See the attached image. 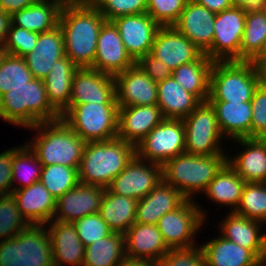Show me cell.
Segmentation results:
<instances>
[{
    "mask_svg": "<svg viewBox=\"0 0 266 266\" xmlns=\"http://www.w3.org/2000/svg\"><path fill=\"white\" fill-rule=\"evenodd\" d=\"M104 16L92 4L62 6L58 25L63 32L65 55L78 67H92Z\"/></svg>",
    "mask_w": 266,
    "mask_h": 266,
    "instance_id": "cell-1",
    "label": "cell"
},
{
    "mask_svg": "<svg viewBox=\"0 0 266 266\" xmlns=\"http://www.w3.org/2000/svg\"><path fill=\"white\" fill-rule=\"evenodd\" d=\"M136 155L122 139L87 142L78 168L79 183L107 188Z\"/></svg>",
    "mask_w": 266,
    "mask_h": 266,
    "instance_id": "cell-2",
    "label": "cell"
},
{
    "mask_svg": "<svg viewBox=\"0 0 266 266\" xmlns=\"http://www.w3.org/2000/svg\"><path fill=\"white\" fill-rule=\"evenodd\" d=\"M0 118L13 125L32 128L60 119L61 114L50 104L44 81L34 78L0 97Z\"/></svg>",
    "mask_w": 266,
    "mask_h": 266,
    "instance_id": "cell-3",
    "label": "cell"
},
{
    "mask_svg": "<svg viewBox=\"0 0 266 266\" xmlns=\"http://www.w3.org/2000/svg\"><path fill=\"white\" fill-rule=\"evenodd\" d=\"M35 139L26 143L43 166L64 165L79 168L85 142L62 118L37 124Z\"/></svg>",
    "mask_w": 266,
    "mask_h": 266,
    "instance_id": "cell-4",
    "label": "cell"
},
{
    "mask_svg": "<svg viewBox=\"0 0 266 266\" xmlns=\"http://www.w3.org/2000/svg\"><path fill=\"white\" fill-rule=\"evenodd\" d=\"M228 153L197 156L182 153L162 165L163 180L187 199L194 200L197 192H204L216 174L227 163ZM227 155V156H226Z\"/></svg>",
    "mask_w": 266,
    "mask_h": 266,
    "instance_id": "cell-5",
    "label": "cell"
},
{
    "mask_svg": "<svg viewBox=\"0 0 266 266\" xmlns=\"http://www.w3.org/2000/svg\"><path fill=\"white\" fill-rule=\"evenodd\" d=\"M260 82L251 61H215L208 101L249 102Z\"/></svg>",
    "mask_w": 266,
    "mask_h": 266,
    "instance_id": "cell-6",
    "label": "cell"
},
{
    "mask_svg": "<svg viewBox=\"0 0 266 266\" xmlns=\"http://www.w3.org/2000/svg\"><path fill=\"white\" fill-rule=\"evenodd\" d=\"M62 120L85 142L109 141L118 134V104L69 105Z\"/></svg>",
    "mask_w": 266,
    "mask_h": 266,
    "instance_id": "cell-7",
    "label": "cell"
},
{
    "mask_svg": "<svg viewBox=\"0 0 266 266\" xmlns=\"http://www.w3.org/2000/svg\"><path fill=\"white\" fill-rule=\"evenodd\" d=\"M185 127V152L197 156L224 154L216 112L211 104L201 102L182 119ZM220 144V145H219Z\"/></svg>",
    "mask_w": 266,
    "mask_h": 266,
    "instance_id": "cell-8",
    "label": "cell"
},
{
    "mask_svg": "<svg viewBox=\"0 0 266 266\" xmlns=\"http://www.w3.org/2000/svg\"><path fill=\"white\" fill-rule=\"evenodd\" d=\"M185 152V127L182 119L165 118L135 146L139 159L163 165Z\"/></svg>",
    "mask_w": 266,
    "mask_h": 266,
    "instance_id": "cell-9",
    "label": "cell"
},
{
    "mask_svg": "<svg viewBox=\"0 0 266 266\" xmlns=\"http://www.w3.org/2000/svg\"><path fill=\"white\" fill-rule=\"evenodd\" d=\"M194 202L187 199L179 208L164 214L158 220L156 226L169 248L195 246L194 237L200 227H203L206 213Z\"/></svg>",
    "mask_w": 266,
    "mask_h": 266,
    "instance_id": "cell-10",
    "label": "cell"
},
{
    "mask_svg": "<svg viewBox=\"0 0 266 266\" xmlns=\"http://www.w3.org/2000/svg\"><path fill=\"white\" fill-rule=\"evenodd\" d=\"M245 18L246 12L234 6L216 14L213 43L204 53L210 60L240 61Z\"/></svg>",
    "mask_w": 266,
    "mask_h": 266,
    "instance_id": "cell-11",
    "label": "cell"
},
{
    "mask_svg": "<svg viewBox=\"0 0 266 266\" xmlns=\"http://www.w3.org/2000/svg\"><path fill=\"white\" fill-rule=\"evenodd\" d=\"M161 180H163L161 165L139 159L135 155L111 181L107 189L113 194L140 200L148 195Z\"/></svg>",
    "mask_w": 266,
    "mask_h": 266,
    "instance_id": "cell-12",
    "label": "cell"
},
{
    "mask_svg": "<svg viewBox=\"0 0 266 266\" xmlns=\"http://www.w3.org/2000/svg\"><path fill=\"white\" fill-rule=\"evenodd\" d=\"M83 103L117 104L114 76L91 67L74 73L69 105Z\"/></svg>",
    "mask_w": 266,
    "mask_h": 266,
    "instance_id": "cell-13",
    "label": "cell"
},
{
    "mask_svg": "<svg viewBox=\"0 0 266 266\" xmlns=\"http://www.w3.org/2000/svg\"><path fill=\"white\" fill-rule=\"evenodd\" d=\"M114 79L118 107L157 105V83L137 63Z\"/></svg>",
    "mask_w": 266,
    "mask_h": 266,
    "instance_id": "cell-14",
    "label": "cell"
},
{
    "mask_svg": "<svg viewBox=\"0 0 266 266\" xmlns=\"http://www.w3.org/2000/svg\"><path fill=\"white\" fill-rule=\"evenodd\" d=\"M136 64L127 52L119 31L112 21L101 27L92 69L115 76Z\"/></svg>",
    "mask_w": 266,
    "mask_h": 266,
    "instance_id": "cell-15",
    "label": "cell"
},
{
    "mask_svg": "<svg viewBox=\"0 0 266 266\" xmlns=\"http://www.w3.org/2000/svg\"><path fill=\"white\" fill-rule=\"evenodd\" d=\"M150 54L173 72L181 65L196 61L203 52L173 26H161Z\"/></svg>",
    "mask_w": 266,
    "mask_h": 266,
    "instance_id": "cell-16",
    "label": "cell"
},
{
    "mask_svg": "<svg viewBox=\"0 0 266 266\" xmlns=\"http://www.w3.org/2000/svg\"><path fill=\"white\" fill-rule=\"evenodd\" d=\"M112 22L117 27L127 52L136 62L151 52L155 36L161 27L148 13L120 16Z\"/></svg>",
    "mask_w": 266,
    "mask_h": 266,
    "instance_id": "cell-17",
    "label": "cell"
},
{
    "mask_svg": "<svg viewBox=\"0 0 266 266\" xmlns=\"http://www.w3.org/2000/svg\"><path fill=\"white\" fill-rule=\"evenodd\" d=\"M105 189L100 186L79 183L56 200L53 220L73 223L84 216L98 213Z\"/></svg>",
    "mask_w": 266,
    "mask_h": 266,
    "instance_id": "cell-18",
    "label": "cell"
},
{
    "mask_svg": "<svg viewBox=\"0 0 266 266\" xmlns=\"http://www.w3.org/2000/svg\"><path fill=\"white\" fill-rule=\"evenodd\" d=\"M215 16L205 6L189 0L172 26L205 53L213 43Z\"/></svg>",
    "mask_w": 266,
    "mask_h": 266,
    "instance_id": "cell-19",
    "label": "cell"
},
{
    "mask_svg": "<svg viewBox=\"0 0 266 266\" xmlns=\"http://www.w3.org/2000/svg\"><path fill=\"white\" fill-rule=\"evenodd\" d=\"M164 119L158 105L118 107L117 138L136 146Z\"/></svg>",
    "mask_w": 266,
    "mask_h": 266,
    "instance_id": "cell-20",
    "label": "cell"
},
{
    "mask_svg": "<svg viewBox=\"0 0 266 266\" xmlns=\"http://www.w3.org/2000/svg\"><path fill=\"white\" fill-rule=\"evenodd\" d=\"M125 254L129 258L155 263L170 249L156 225L134 223L125 233Z\"/></svg>",
    "mask_w": 266,
    "mask_h": 266,
    "instance_id": "cell-21",
    "label": "cell"
},
{
    "mask_svg": "<svg viewBox=\"0 0 266 266\" xmlns=\"http://www.w3.org/2000/svg\"><path fill=\"white\" fill-rule=\"evenodd\" d=\"M18 209L29 224L48 225L53 220L56 199L39 181L12 191Z\"/></svg>",
    "mask_w": 266,
    "mask_h": 266,
    "instance_id": "cell-22",
    "label": "cell"
},
{
    "mask_svg": "<svg viewBox=\"0 0 266 266\" xmlns=\"http://www.w3.org/2000/svg\"><path fill=\"white\" fill-rule=\"evenodd\" d=\"M187 198L164 180L144 198L138 200L135 223L156 225L166 213L179 208Z\"/></svg>",
    "mask_w": 266,
    "mask_h": 266,
    "instance_id": "cell-23",
    "label": "cell"
},
{
    "mask_svg": "<svg viewBox=\"0 0 266 266\" xmlns=\"http://www.w3.org/2000/svg\"><path fill=\"white\" fill-rule=\"evenodd\" d=\"M244 150L227 162L245 182L266 183V138L234 139Z\"/></svg>",
    "mask_w": 266,
    "mask_h": 266,
    "instance_id": "cell-24",
    "label": "cell"
},
{
    "mask_svg": "<svg viewBox=\"0 0 266 266\" xmlns=\"http://www.w3.org/2000/svg\"><path fill=\"white\" fill-rule=\"evenodd\" d=\"M64 56L63 32L58 25L51 31L40 33L33 50L23 58L33 78L44 80L54 62Z\"/></svg>",
    "mask_w": 266,
    "mask_h": 266,
    "instance_id": "cell-25",
    "label": "cell"
},
{
    "mask_svg": "<svg viewBox=\"0 0 266 266\" xmlns=\"http://www.w3.org/2000/svg\"><path fill=\"white\" fill-rule=\"evenodd\" d=\"M54 266L70 264L83 266L85 246L72 223L51 220L48 222Z\"/></svg>",
    "mask_w": 266,
    "mask_h": 266,
    "instance_id": "cell-26",
    "label": "cell"
},
{
    "mask_svg": "<svg viewBox=\"0 0 266 266\" xmlns=\"http://www.w3.org/2000/svg\"><path fill=\"white\" fill-rule=\"evenodd\" d=\"M225 217L219 224L221 236L251 250L261 259L266 237V233L262 234L261 230L263 223L238 215L232 212L231 208L230 213Z\"/></svg>",
    "mask_w": 266,
    "mask_h": 266,
    "instance_id": "cell-27",
    "label": "cell"
},
{
    "mask_svg": "<svg viewBox=\"0 0 266 266\" xmlns=\"http://www.w3.org/2000/svg\"><path fill=\"white\" fill-rule=\"evenodd\" d=\"M216 112L222 135L251 138L252 108L249 102L208 101Z\"/></svg>",
    "mask_w": 266,
    "mask_h": 266,
    "instance_id": "cell-28",
    "label": "cell"
},
{
    "mask_svg": "<svg viewBox=\"0 0 266 266\" xmlns=\"http://www.w3.org/2000/svg\"><path fill=\"white\" fill-rule=\"evenodd\" d=\"M201 247L206 266H260V259L251 250L221 235Z\"/></svg>",
    "mask_w": 266,
    "mask_h": 266,
    "instance_id": "cell-29",
    "label": "cell"
},
{
    "mask_svg": "<svg viewBox=\"0 0 266 266\" xmlns=\"http://www.w3.org/2000/svg\"><path fill=\"white\" fill-rule=\"evenodd\" d=\"M157 93V105L164 118L183 119L201 103L195 95L181 87L172 76L157 83Z\"/></svg>",
    "mask_w": 266,
    "mask_h": 266,
    "instance_id": "cell-30",
    "label": "cell"
},
{
    "mask_svg": "<svg viewBox=\"0 0 266 266\" xmlns=\"http://www.w3.org/2000/svg\"><path fill=\"white\" fill-rule=\"evenodd\" d=\"M78 67L65 55L54 62L44 78V85L50 104L62 114L68 107L74 73Z\"/></svg>",
    "mask_w": 266,
    "mask_h": 266,
    "instance_id": "cell-31",
    "label": "cell"
},
{
    "mask_svg": "<svg viewBox=\"0 0 266 266\" xmlns=\"http://www.w3.org/2000/svg\"><path fill=\"white\" fill-rule=\"evenodd\" d=\"M62 6L52 0H39L11 16V23L28 31L43 33L58 26Z\"/></svg>",
    "mask_w": 266,
    "mask_h": 266,
    "instance_id": "cell-32",
    "label": "cell"
},
{
    "mask_svg": "<svg viewBox=\"0 0 266 266\" xmlns=\"http://www.w3.org/2000/svg\"><path fill=\"white\" fill-rule=\"evenodd\" d=\"M214 61L204 53L196 60L177 67L172 72L174 80L201 102L209 98L210 73Z\"/></svg>",
    "mask_w": 266,
    "mask_h": 266,
    "instance_id": "cell-33",
    "label": "cell"
},
{
    "mask_svg": "<svg viewBox=\"0 0 266 266\" xmlns=\"http://www.w3.org/2000/svg\"><path fill=\"white\" fill-rule=\"evenodd\" d=\"M137 203V199L113 194L106 188L98 213L113 232L124 234L135 223Z\"/></svg>",
    "mask_w": 266,
    "mask_h": 266,
    "instance_id": "cell-34",
    "label": "cell"
},
{
    "mask_svg": "<svg viewBox=\"0 0 266 266\" xmlns=\"http://www.w3.org/2000/svg\"><path fill=\"white\" fill-rule=\"evenodd\" d=\"M245 181L227 162L216 174L203 192L211 201L233 208L235 212L240 201Z\"/></svg>",
    "mask_w": 266,
    "mask_h": 266,
    "instance_id": "cell-35",
    "label": "cell"
},
{
    "mask_svg": "<svg viewBox=\"0 0 266 266\" xmlns=\"http://www.w3.org/2000/svg\"><path fill=\"white\" fill-rule=\"evenodd\" d=\"M125 257L124 234L112 232L85 246L83 266H118Z\"/></svg>",
    "mask_w": 266,
    "mask_h": 266,
    "instance_id": "cell-36",
    "label": "cell"
},
{
    "mask_svg": "<svg viewBox=\"0 0 266 266\" xmlns=\"http://www.w3.org/2000/svg\"><path fill=\"white\" fill-rule=\"evenodd\" d=\"M45 227L30 224L24 229L25 266H54L52 244Z\"/></svg>",
    "mask_w": 266,
    "mask_h": 266,
    "instance_id": "cell-37",
    "label": "cell"
},
{
    "mask_svg": "<svg viewBox=\"0 0 266 266\" xmlns=\"http://www.w3.org/2000/svg\"><path fill=\"white\" fill-rule=\"evenodd\" d=\"M42 167L43 165L36 154L26 143L23 146H18V148L15 146L12 160V191L39 182ZM16 181L19 182L21 186L15 185L14 187Z\"/></svg>",
    "mask_w": 266,
    "mask_h": 266,
    "instance_id": "cell-38",
    "label": "cell"
},
{
    "mask_svg": "<svg viewBox=\"0 0 266 266\" xmlns=\"http://www.w3.org/2000/svg\"><path fill=\"white\" fill-rule=\"evenodd\" d=\"M266 39V12L246 13L245 29L240 46V61H251Z\"/></svg>",
    "mask_w": 266,
    "mask_h": 266,
    "instance_id": "cell-39",
    "label": "cell"
},
{
    "mask_svg": "<svg viewBox=\"0 0 266 266\" xmlns=\"http://www.w3.org/2000/svg\"><path fill=\"white\" fill-rule=\"evenodd\" d=\"M40 182L58 200L67 191L79 184L78 168L59 164L43 166Z\"/></svg>",
    "mask_w": 266,
    "mask_h": 266,
    "instance_id": "cell-40",
    "label": "cell"
},
{
    "mask_svg": "<svg viewBox=\"0 0 266 266\" xmlns=\"http://www.w3.org/2000/svg\"><path fill=\"white\" fill-rule=\"evenodd\" d=\"M235 213L266 224V183L246 182Z\"/></svg>",
    "mask_w": 266,
    "mask_h": 266,
    "instance_id": "cell-41",
    "label": "cell"
},
{
    "mask_svg": "<svg viewBox=\"0 0 266 266\" xmlns=\"http://www.w3.org/2000/svg\"><path fill=\"white\" fill-rule=\"evenodd\" d=\"M33 79L25 59L7 53L0 65V97L12 88L24 86Z\"/></svg>",
    "mask_w": 266,
    "mask_h": 266,
    "instance_id": "cell-42",
    "label": "cell"
},
{
    "mask_svg": "<svg viewBox=\"0 0 266 266\" xmlns=\"http://www.w3.org/2000/svg\"><path fill=\"white\" fill-rule=\"evenodd\" d=\"M29 225L18 209L12 193L0 195V239H11Z\"/></svg>",
    "mask_w": 266,
    "mask_h": 266,
    "instance_id": "cell-43",
    "label": "cell"
},
{
    "mask_svg": "<svg viewBox=\"0 0 266 266\" xmlns=\"http://www.w3.org/2000/svg\"><path fill=\"white\" fill-rule=\"evenodd\" d=\"M91 3L106 21H112L120 16L142 14L147 11V0H91Z\"/></svg>",
    "mask_w": 266,
    "mask_h": 266,
    "instance_id": "cell-44",
    "label": "cell"
},
{
    "mask_svg": "<svg viewBox=\"0 0 266 266\" xmlns=\"http://www.w3.org/2000/svg\"><path fill=\"white\" fill-rule=\"evenodd\" d=\"M189 0H147L148 15L160 26H172Z\"/></svg>",
    "mask_w": 266,
    "mask_h": 266,
    "instance_id": "cell-45",
    "label": "cell"
},
{
    "mask_svg": "<svg viewBox=\"0 0 266 266\" xmlns=\"http://www.w3.org/2000/svg\"><path fill=\"white\" fill-rule=\"evenodd\" d=\"M39 33L28 31L10 23L4 48L8 54L24 57L35 47Z\"/></svg>",
    "mask_w": 266,
    "mask_h": 266,
    "instance_id": "cell-46",
    "label": "cell"
},
{
    "mask_svg": "<svg viewBox=\"0 0 266 266\" xmlns=\"http://www.w3.org/2000/svg\"><path fill=\"white\" fill-rule=\"evenodd\" d=\"M72 224L75 226L78 237L84 246L109 236L113 232L99 213L84 216L75 220Z\"/></svg>",
    "mask_w": 266,
    "mask_h": 266,
    "instance_id": "cell-47",
    "label": "cell"
},
{
    "mask_svg": "<svg viewBox=\"0 0 266 266\" xmlns=\"http://www.w3.org/2000/svg\"><path fill=\"white\" fill-rule=\"evenodd\" d=\"M158 266H206L202 247L170 248Z\"/></svg>",
    "mask_w": 266,
    "mask_h": 266,
    "instance_id": "cell-48",
    "label": "cell"
},
{
    "mask_svg": "<svg viewBox=\"0 0 266 266\" xmlns=\"http://www.w3.org/2000/svg\"><path fill=\"white\" fill-rule=\"evenodd\" d=\"M251 138H266V86L259 84L251 100Z\"/></svg>",
    "mask_w": 266,
    "mask_h": 266,
    "instance_id": "cell-49",
    "label": "cell"
},
{
    "mask_svg": "<svg viewBox=\"0 0 266 266\" xmlns=\"http://www.w3.org/2000/svg\"><path fill=\"white\" fill-rule=\"evenodd\" d=\"M0 266H25L24 230L11 239L0 240Z\"/></svg>",
    "mask_w": 266,
    "mask_h": 266,
    "instance_id": "cell-50",
    "label": "cell"
},
{
    "mask_svg": "<svg viewBox=\"0 0 266 266\" xmlns=\"http://www.w3.org/2000/svg\"><path fill=\"white\" fill-rule=\"evenodd\" d=\"M136 63L156 83L172 75V71L168 66L163 64L160 60H157L150 53L142 56Z\"/></svg>",
    "mask_w": 266,
    "mask_h": 266,
    "instance_id": "cell-51",
    "label": "cell"
},
{
    "mask_svg": "<svg viewBox=\"0 0 266 266\" xmlns=\"http://www.w3.org/2000/svg\"><path fill=\"white\" fill-rule=\"evenodd\" d=\"M14 147L0 153V195L12 193V160Z\"/></svg>",
    "mask_w": 266,
    "mask_h": 266,
    "instance_id": "cell-52",
    "label": "cell"
},
{
    "mask_svg": "<svg viewBox=\"0 0 266 266\" xmlns=\"http://www.w3.org/2000/svg\"><path fill=\"white\" fill-rule=\"evenodd\" d=\"M39 0H0V11L12 16L32 4L37 3Z\"/></svg>",
    "mask_w": 266,
    "mask_h": 266,
    "instance_id": "cell-53",
    "label": "cell"
},
{
    "mask_svg": "<svg viewBox=\"0 0 266 266\" xmlns=\"http://www.w3.org/2000/svg\"><path fill=\"white\" fill-rule=\"evenodd\" d=\"M232 6L242 8L246 13L263 11L266 0H230Z\"/></svg>",
    "mask_w": 266,
    "mask_h": 266,
    "instance_id": "cell-54",
    "label": "cell"
},
{
    "mask_svg": "<svg viewBox=\"0 0 266 266\" xmlns=\"http://www.w3.org/2000/svg\"><path fill=\"white\" fill-rule=\"evenodd\" d=\"M214 13H220L225 9L231 8L232 4L230 0H193Z\"/></svg>",
    "mask_w": 266,
    "mask_h": 266,
    "instance_id": "cell-55",
    "label": "cell"
},
{
    "mask_svg": "<svg viewBox=\"0 0 266 266\" xmlns=\"http://www.w3.org/2000/svg\"><path fill=\"white\" fill-rule=\"evenodd\" d=\"M251 62L256 68L260 84L266 86V57H254Z\"/></svg>",
    "mask_w": 266,
    "mask_h": 266,
    "instance_id": "cell-56",
    "label": "cell"
},
{
    "mask_svg": "<svg viewBox=\"0 0 266 266\" xmlns=\"http://www.w3.org/2000/svg\"><path fill=\"white\" fill-rule=\"evenodd\" d=\"M11 23V16L0 11V43L3 44L5 42V38L7 36V31L9 29Z\"/></svg>",
    "mask_w": 266,
    "mask_h": 266,
    "instance_id": "cell-57",
    "label": "cell"
},
{
    "mask_svg": "<svg viewBox=\"0 0 266 266\" xmlns=\"http://www.w3.org/2000/svg\"><path fill=\"white\" fill-rule=\"evenodd\" d=\"M118 266H158V263L143 260L125 257Z\"/></svg>",
    "mask_w": 266,
    "mask_h": 266,
    "instance_id": "cell-58",
    "label": "cell"
},
{
    "mask_svg": "<svg viewBox=\"0 0 266 266\" xmlns=\"http://www.w3.org/2000/svg\"><path fill=\"white\" fill-rule=\"evenodd\" d=\"M58 2L61 6L86 5L91 3V0H52Z\"/></svg>",
    "mask_w": 266,
    "mask_h": 266,
    "instance_id": "cell-59",
    "label": "cell"
},
{
    "mask_svg": "<svg viewBox=\"0 0 266 266\" xmlns=\"http://www.w3.org/2000/svg\"><path fill=\"white\" fill-rule=\"evenodd\" d=\"M265 263H266V237H265V242H264L263 254L260 259V266L266 265Z\"/></svg>",
    "mask_w": 266,
    "mask_h": 266,
    "instance_id": "cell-60",
    "label": "cell"
},
{
    "mask_svg": "<svg viewBox=\"0 0 266 266\" xmlns=\"http://www.w3.org/2000/svg\"><path fill=\"white\" fill-rule=\"evenodd\" d=\"M255 57H266V39L263 43V46H262L260 52Z\"/></svg>",
    "mask_w": 266,
    "mask_h": 266,
    "instance_id": "cell-61",
    "label": "cell"
},
{
    "mask_svg": "<svg viewBox=\"0 0 266 266\" xmlns=\"http://www.w3.org/2000/svg\"><path fill=\"white\" fill-rule=\"evenodd\" d=\"M6 54H7V51L4 48V45L0 43V65H1Z\"/></svg>",
    "mask_w": 266,
    "mask_h": 266,
    "instance_id": "cell-62",
    "label": "cell"
}]
</instances>
